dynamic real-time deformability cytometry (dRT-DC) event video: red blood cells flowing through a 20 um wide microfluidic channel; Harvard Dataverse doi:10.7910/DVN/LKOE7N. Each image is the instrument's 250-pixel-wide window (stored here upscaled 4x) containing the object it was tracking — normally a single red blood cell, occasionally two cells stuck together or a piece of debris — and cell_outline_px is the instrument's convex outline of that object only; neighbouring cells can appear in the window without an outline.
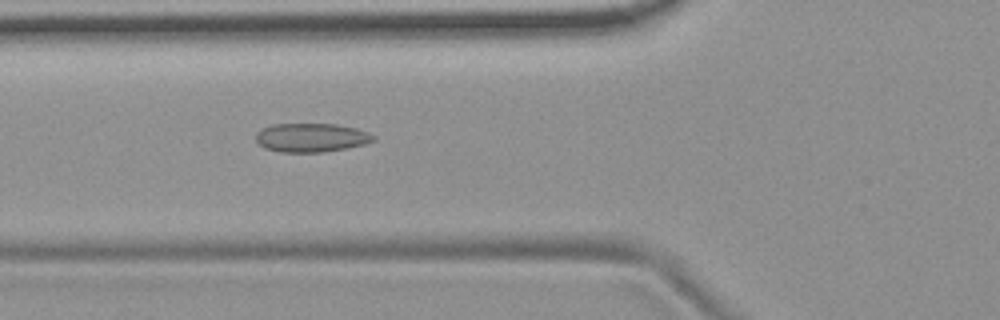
{"species": "common noctule bat (a hibernating species)", "species_latin": "Nyctalus noctula", "temperature_condition": "room temperature", "stored_images_in_passage": 54, "camera_frame_rate_fps": 3000, "um_per_image_px": 0.085, "animal": {"sex": "female", "body_mass_g": 19.9}, "frame": {"image": 1, "passage_image": 20, "time_ms": 6.333, "image_size_px": [1000, 320], "cell_outline_px": [[376, 140], [364, 144], [348, 148], [324, 152], [280, 152], [264, 148], [256, 140], [256, 132], [260, 128], [272, 124], [336, 124], [356, 128], [368, 132], [376, 136]], "centroid_in_image_um": [26.46, 11.69], "position_along_channel_um": 99.3, "area_um2": 19.94}}
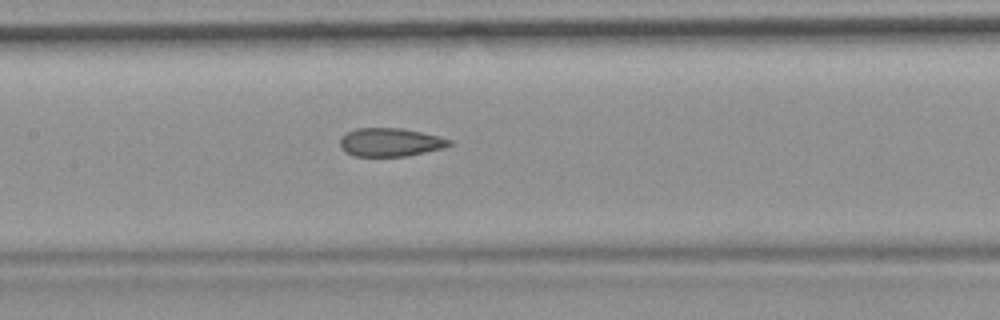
{"frame": {"image": 2, "passage_image": 26, "time_ms": 8.333, "image_size_px": [1000, 320], "cell_outline_px": [[452, 144], [444, 148], [404, 156], [356, 156], [344, 152], [340, 148], [340, 136], [356, 128], [400, 128], [440, 136], [452, 140]], "centroid_in_image_um": [33.15, 12.09], "position_along_channel_um": 174.2, "area_um2": 18.09}}
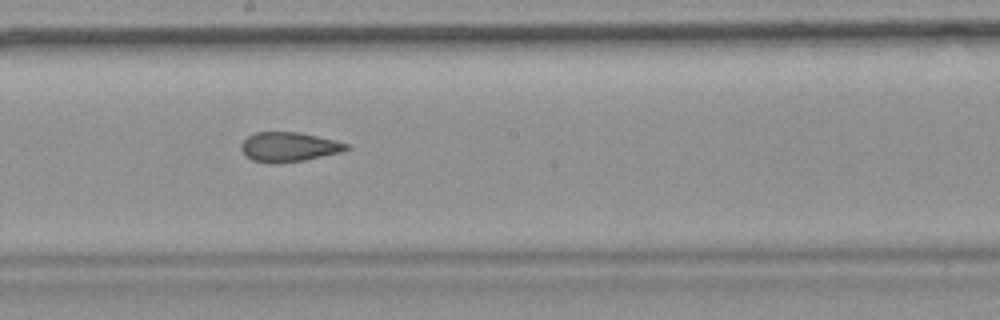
{"frame": {"image": 3, "passage_image": 30, "time_ms": 9.667, "image_size_px": [1000, 320], "cell_outline_px": [[352, 148], [340, 152], [304, 160], [272, 164], [268, 164], [252, 160], [244, 156], [240, 148], [240, 144], [248, 136], [256, 132], [300, 132], [336, 140], [348, 144]], "centroid_in_image_um": [24.52, 12.49], "position_along_channel_um": 223.7, "area_um2": 18.32}, "authors_computed_cell_mechanics": {"area_um2": 19.4208, "velocity_mm_per_s": 3.7241, "shape_relaxation_time_tau1_ms": null, "shape_relaxation_time_tau2_ms": 2.5949, "deformation_change_tau1": null, "deformation_change_tau2": 0.1138}}